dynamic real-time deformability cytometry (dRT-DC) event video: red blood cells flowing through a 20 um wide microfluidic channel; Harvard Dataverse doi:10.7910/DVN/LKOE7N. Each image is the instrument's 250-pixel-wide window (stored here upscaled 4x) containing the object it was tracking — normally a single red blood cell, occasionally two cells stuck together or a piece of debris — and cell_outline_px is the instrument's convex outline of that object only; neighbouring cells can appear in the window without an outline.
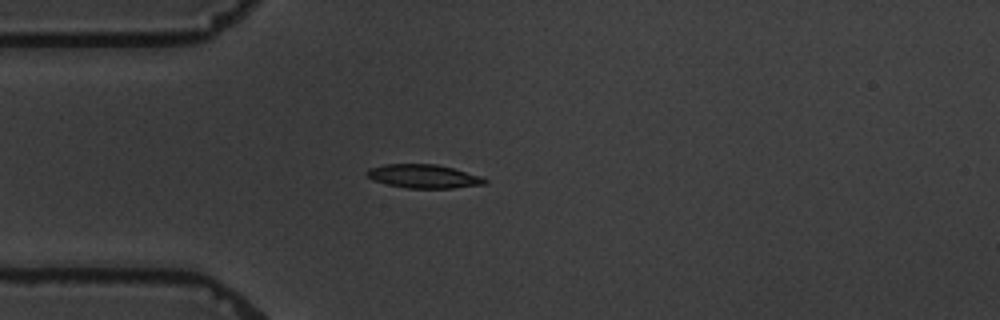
{"species": "common noctule bat (a hibernating species)", "species_latin": "Nyctalus noctula", "temperature_condition": "warm", "stored_images_in_passage": 3, "camera_frame_rate_fps": 3000, "um_per_image_px": 0.085, "animal": {"sex": "male", "body_mass_g": 19.5, "forearm_length_mm": 54.6}, "frame": {"image": 1, "passage_image": 3, "time_ms": 6.0, "image_size_px": [1000, 320], "cell_outline_px": [[488, 184], [452, 188], [408, 188], [388, 184], [372, 180], [364, 172], [368, 168], [384, 164], [436, 164], [484, 176], [488, 180]], "centroid_in_image_um": [36.04, 14.98], "position_along_channel_um": 49.0, "area_um2": 16.42}}